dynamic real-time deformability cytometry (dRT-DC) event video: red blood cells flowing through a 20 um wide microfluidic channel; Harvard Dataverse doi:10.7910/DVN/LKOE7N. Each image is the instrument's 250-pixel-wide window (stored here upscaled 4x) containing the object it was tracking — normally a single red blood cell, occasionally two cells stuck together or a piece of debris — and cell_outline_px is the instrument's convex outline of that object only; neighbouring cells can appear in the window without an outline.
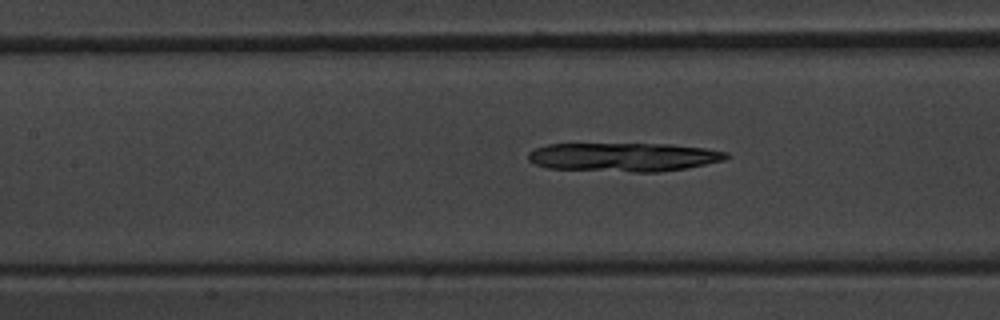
{"species": "common noctule bat (a hibernating species)", "species_latin": "Nyctalus noctula", "temperature_condition": "warm", "stored_images_in_passage": 53, "camera_frame_rate_fps": 3000, "um_per_image_px": 0.085, "animal": {"sex": "male", "body_mass_g": 20.1, "forearm_length_mm": 53.5}, "frame": {"image": 1, "passage_image": 24, "time_ms": 7.667, "image_size_px": [1000, 320], "cell_outline_px": [[732, 156], [724, 160], [684, 168], [660, 172], [632, 172], [548, 168], [536, 164], [528, 160], [528, 152], [536, 148], [548, 144], [672, 144], [704, 148], [728, 152]], "centroid_in_image_um": [53.02, 13.35], "position_along_channel_um": 154.4, "area_um2": 33.18}}
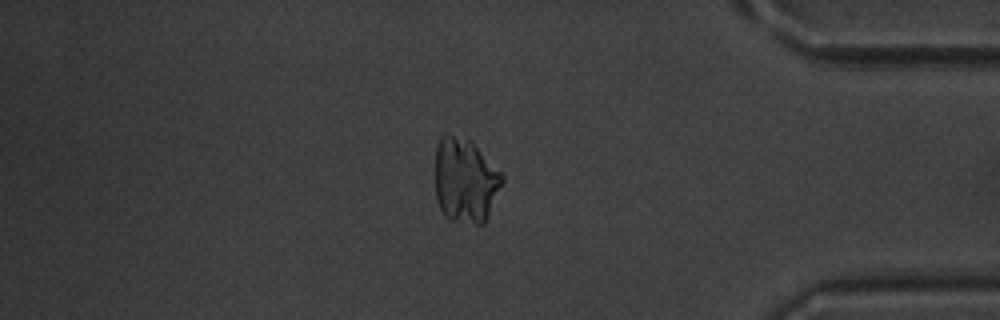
{"frame": {"image": 2, "passage_image": 45, "time_ms": 14.667, "image_size_px": [1000, 320], "cell_outline_px": [[504, 180], [484, 224], [476, 224], [448, 220], [444, 216], [436, 200], [436, 148], [440, 136], [444, 132], [472, 140], [504, 176]], "centroid_in_image_um": [39.54, 15.32], "position_along_channel_um": 395.7, "area_um2": 33.35}}